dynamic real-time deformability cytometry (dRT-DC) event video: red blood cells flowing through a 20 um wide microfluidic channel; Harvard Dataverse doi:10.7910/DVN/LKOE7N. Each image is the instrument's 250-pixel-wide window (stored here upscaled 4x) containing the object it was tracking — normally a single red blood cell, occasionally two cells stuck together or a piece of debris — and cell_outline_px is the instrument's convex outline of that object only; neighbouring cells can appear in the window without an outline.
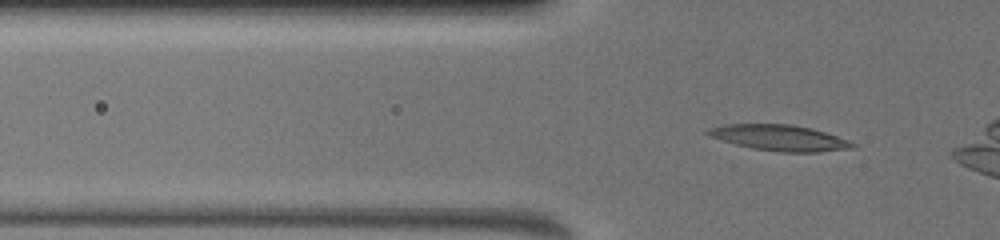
{"species": "common noctule bat (a hibernating species)", "species_latin": "Nyctalus noctula", "temperature_condition": "warm", "stored_images_in_passage": 27, "camera_frame_rate_fps": 3000, "um_per_image_px": 0.085, "animal": {"sex": "female", "body_mass_g": 19.5, "forearm_length_mm": 54.1}, "frame": {"image": 1, "passage_image": 6, "time_ms": 2.667, "image_size_px": [1000, 240], "cell_outline_px": [[860, 144], [856, 148], [816, 152], [780, 152], [752, 148], [736, 144], [708, 136], [704, 132], [708, 128], [724, 124], [792, 124], [812, 128]], "centroid_in_image_um": [66.28, 11.71], "position_along_channel_um": 59.5, "area_um2": 21.91}}
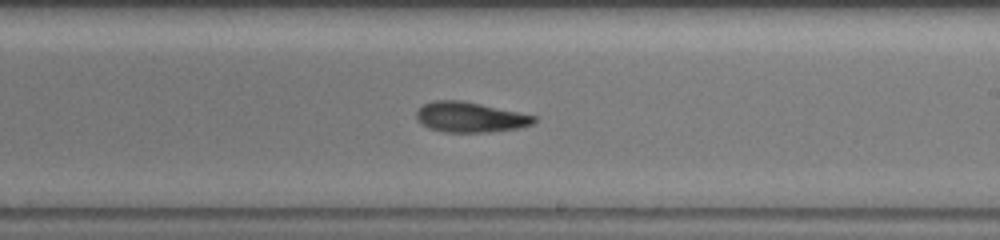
{"frame": {"image": 2, "passage_image": 18, "time_ms": 7.667, "image_size_px": [1000, 240], "cell_outline_px": [[540, 116], [532, 124], [520, 128], [488, 132], [444, 132], [428, 128], [416, 116], [416, 112], [424, 104], [432, 100], [460, 100]], "centroid_in_image_um": [40.01, 9.96], "position_along_channel_um": 249.0, "area_um2": 20.69}}
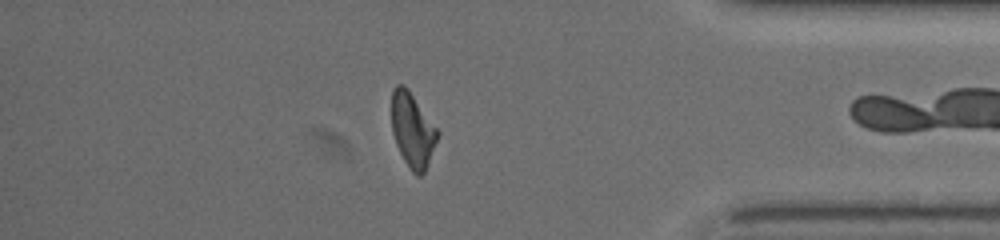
{"frame": {"image": 3, "passage_image": 26, "time_ms": 12.0, "image_size_px": [1000, 240], "cell_outline_px": [[440, 132], [428, 164], [424, 172], [420, 176], [416, 176], [408, 168], [396, 144], [392, 132], [392, 88], [396, 84], [404, 84], [408, 88]], "centroid_in_image_um": [35.06, 11.05], "position_along_channel_um": 400.1, "area_um2": 20.0}, "authors_computed_cell_mechanics": {"area_um2": 20.9236, "velocity_mm_per_s": 4.0285, "shape_relaxation_time_tau1_ms": 8.0983, "shape_relaxation_time_tau2_ms": 3.2852, "deformation_change_tau1": 0.289, "deformation_change_tau2": 0.0894}}